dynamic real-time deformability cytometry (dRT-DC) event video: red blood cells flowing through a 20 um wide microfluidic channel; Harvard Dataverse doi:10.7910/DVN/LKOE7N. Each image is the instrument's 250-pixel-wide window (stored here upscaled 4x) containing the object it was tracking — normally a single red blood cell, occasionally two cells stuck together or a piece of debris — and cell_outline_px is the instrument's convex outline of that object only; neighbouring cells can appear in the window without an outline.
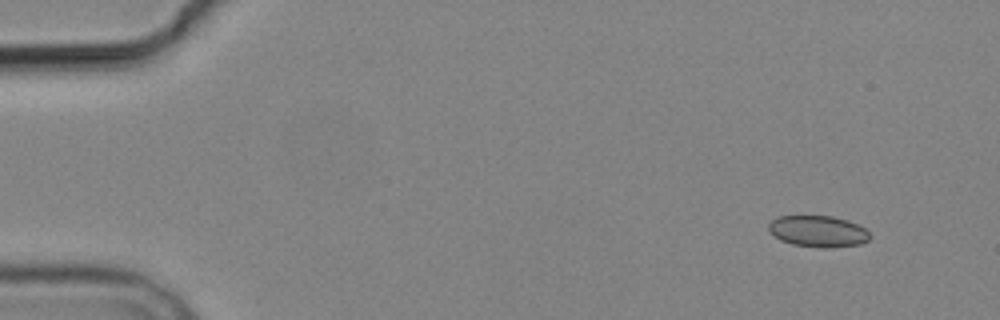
{"species": "common noctule bat (a hibernating species)", "species_latin": "Nyctalus noctula", "temperature_condition": "cold", "stored_images_in_passage": 5, "camera_frame_rate_fps": 3000, "um_per_image_px": 0.085, "animal": {"sex": "male", "body_mass_g": 19.2, "forearm_length_mm": 51.8}, "frame": {"image": 1, "passage_image": 1, "time_ms": 0.0, "image_size_px": [1000, 320], "cell_outline_px": [[872, 236], [868, 240], [860, 244], [820, 248], [792, 244], [780, 240], [768, 232], [768, 224], [772, 220], [780, 216], [832, 216], [848, 220], [864, 228]], "centroid_in_image_um": [69.51, 19.66], "position_along_channel_um": 15.5, "area_um2": 18.5}}